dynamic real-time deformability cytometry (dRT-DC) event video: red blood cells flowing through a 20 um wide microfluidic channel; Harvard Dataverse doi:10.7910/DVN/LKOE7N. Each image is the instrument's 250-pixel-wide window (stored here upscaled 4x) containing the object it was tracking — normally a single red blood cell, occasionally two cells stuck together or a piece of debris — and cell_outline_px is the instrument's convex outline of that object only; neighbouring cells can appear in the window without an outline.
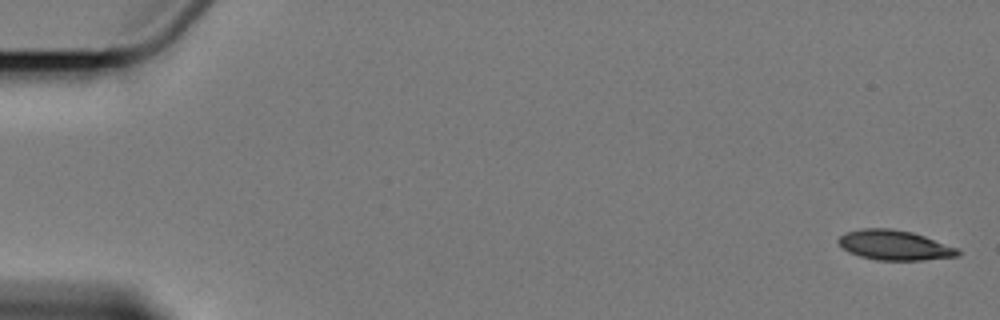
{"species": "Egyptian fruit bat (a non-hibernating species)", "species_latin": "Rousettus aegyptiacus", "temperature_condition": "cold", "stored_images_in_passage": 5, "camera_frame_rate_fps": 3000, "um_per_image_px": 0.085, "animal": {"sex": "female"}, "frame": {"image": 1, "passage_image": 1, "time_ms": 0.0, "image_size_px": [1000, 320], "cell_outline_px": [[960, 256], [920, 260], [876, 260], [860, 256], [848, 252], [836, 240], [840, 236], [848, 232], [864, 228], [888, 228], [912, 232], [924, 236], [956, 248], [960, 252]], "centroid_in_image_um": [76.01, 20.84], "position_along_channel_um": 9.0, "area_um2": 20.52}}